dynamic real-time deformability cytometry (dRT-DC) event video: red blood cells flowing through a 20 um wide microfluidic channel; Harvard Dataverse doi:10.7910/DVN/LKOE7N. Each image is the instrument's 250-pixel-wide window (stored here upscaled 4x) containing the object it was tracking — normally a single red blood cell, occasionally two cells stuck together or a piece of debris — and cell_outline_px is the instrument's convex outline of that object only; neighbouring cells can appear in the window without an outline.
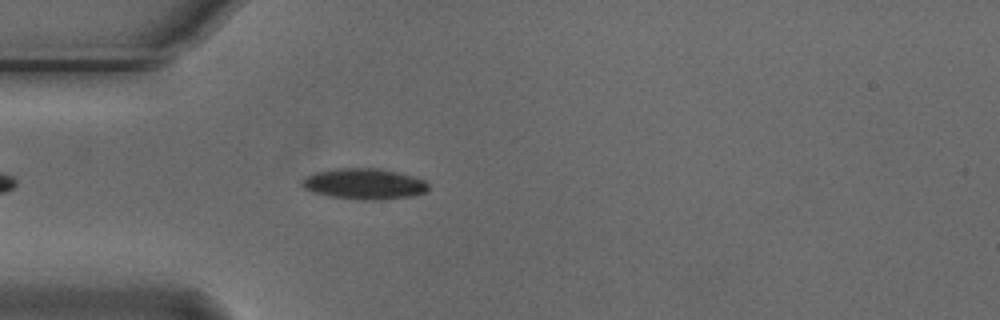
{"species": "Egyptian fruit bat (a non-hibernating species)", "species_latin": "Rousettus aegyptiacus", "temperature_condition": "cold", "stored_images_in_passage": 5, "camera_frame_rate_fps": 3000, "um_per_image_px": 0.085, "animal": {"sex": "male"}, "frame": {"image": 1, "passage_image": 5, "time_ms": 1.333, "image_size_px": [1000, 320], "cell_outline_px": [[428, 188], [424, 192], [412, 196], [380, 200], [364, 200], [328, 196], [312, 192], [304, 188], [300, 184], [300, 180], [304, 176], [316, 172], [336, 168], [380, 168], [412, 176], [424, 180], [428, 184]], "centroid_in_image_um": [30.9, 15.63], "position_along_channel_um": 54.1, "area_um2": 22.83}}